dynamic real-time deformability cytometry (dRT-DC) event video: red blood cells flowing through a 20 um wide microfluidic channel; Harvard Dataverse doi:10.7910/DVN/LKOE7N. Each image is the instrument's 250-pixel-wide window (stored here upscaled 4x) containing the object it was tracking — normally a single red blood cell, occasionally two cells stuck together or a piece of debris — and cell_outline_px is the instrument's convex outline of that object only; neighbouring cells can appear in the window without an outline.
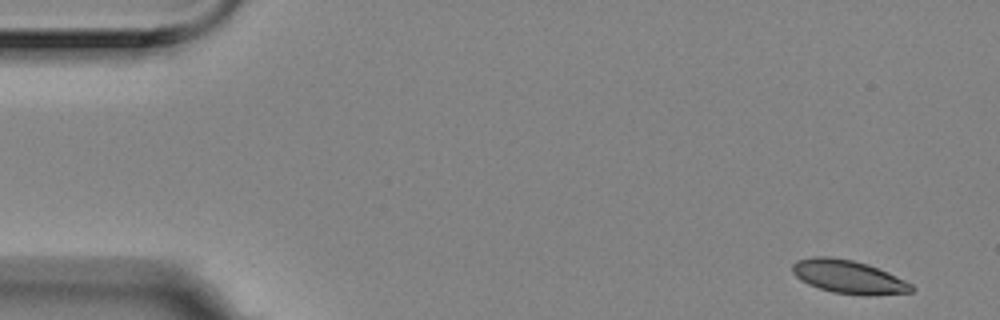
{"species": "Egyptian fruit bat (a non-hibernating species)", "species_latin": "Rousettus aegyptiacus", "temperature_condition": "room temperature", "stored_images_in_passage": 4, "camera_frame_rate_fps": 3000, "um_per_image_px": 0.085, "animal": {"sex": "female"}, "frame": {"image": 1, "passage_image": 1, "time_ms": 0.0, "image_size_px": [1000, 320], "cell_outline_px": [[916, 288], [912, 292], [872, 296], [864, 296], [832, 292], [808, 284], [800, 280], [792, 272], [792, 264], [796, 260], [812, 256], [832, 256], [852, 260], [868, 264], [888, 272], [912, 284]], "centroid_in_image_um": [72.13, 23.53], "position_along_channel_um": 12.9, "area_um2": 23.47}}
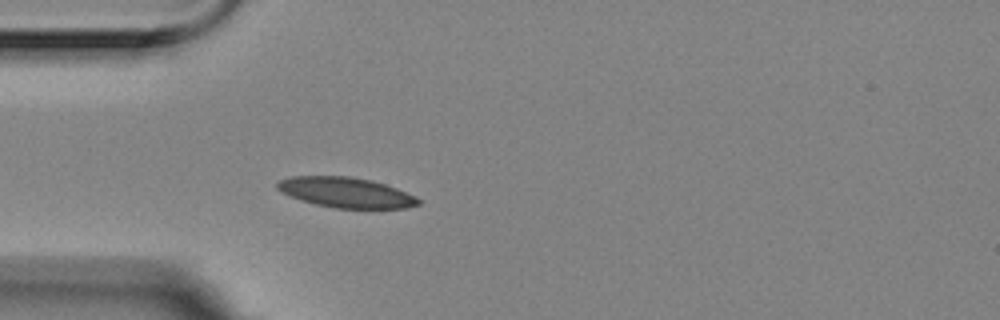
{"frame": {"image": 2, "passage_image": 4, "time_ms": 1.0, "image_size_px": [1000, 320], "cell_outline_px": [[420, 204], [408, 208], [336, 208], [316, 204], [292, 196], [276, 188], [276, 184], [280, 180], [292, 176], [348, 176], [372, 180], [396, 188], [416, 196], [420, 200]], "centroid_in_image_um": [29.45, 16.35], "position_along_channel_um": 55.5, "area_um2": 24.57}}